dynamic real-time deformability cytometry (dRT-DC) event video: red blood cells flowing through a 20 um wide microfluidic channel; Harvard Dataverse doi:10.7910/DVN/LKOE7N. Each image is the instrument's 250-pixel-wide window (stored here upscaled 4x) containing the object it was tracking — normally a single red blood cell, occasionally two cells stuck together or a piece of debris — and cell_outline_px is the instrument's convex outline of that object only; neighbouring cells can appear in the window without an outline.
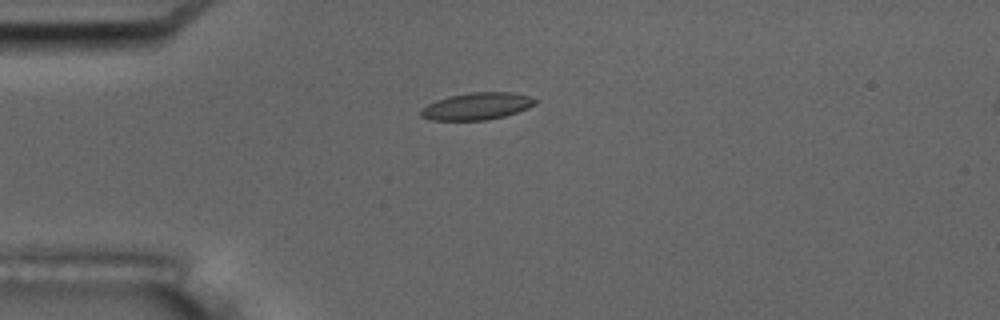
{"species": "common noctule bat (a hibernating species)", "species_latin": "Nyctalus noctula", "temperature_condition": "room temperature", "stored_images_in_passage": 1, "camera_frame_rate_fps": 3000, "um_per_image_px": 0.085, "animal": {"sex": "male", "body_mass_g": 17.5, "forearm_length_mm": 52.3}, "frame": {"image": 1, "passage_image": 1, "time_ms": 0.0, "image_size_px": [1000, 320], "cell_outline_px": [[540, 100], [536, 104], [528, 108], [504, 116], [488, 120], [428, 120], [420, 116], [420, 108], [436, 100], [448, 96], [472, 92], [512, 92], [528, 96]], "centroid_in_image_um": [40.52, 9.03], "position_along_channel_um": 44.5, "area_um2": 18.21}}